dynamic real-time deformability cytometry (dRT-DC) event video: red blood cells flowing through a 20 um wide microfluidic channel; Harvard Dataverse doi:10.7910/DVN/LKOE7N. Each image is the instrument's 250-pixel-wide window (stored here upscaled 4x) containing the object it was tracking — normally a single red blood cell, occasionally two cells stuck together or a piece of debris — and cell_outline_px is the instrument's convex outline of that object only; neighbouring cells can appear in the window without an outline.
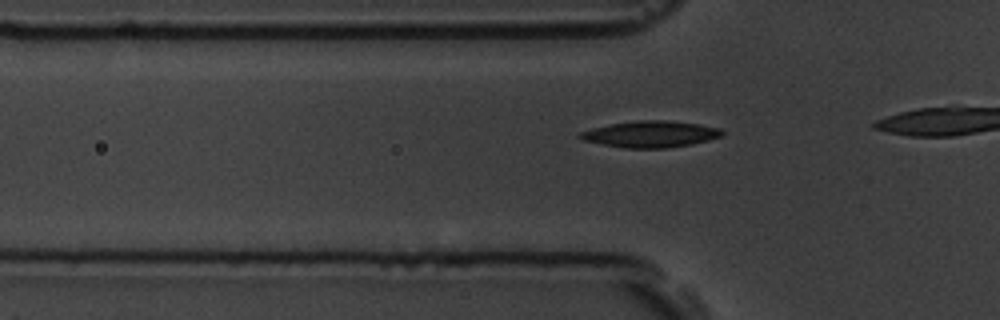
{"species": "common noctule bat (a hibernating species)", "species_latin": "Nyctalus noctula", "temperature_condition": "room temperature", "stored_images_in_passage": 16, "camera_frame_rate_fps": 3000, "um_per_image_px": 0.085, "animal": {"sex": "male", "body_mass_g": 19.5, "forearm_length_mm": 54.6}, "frame": {"image": 1, "passage_image": 10, "time_ms": 3.0, "image_size_px": [1000, 320], "cell_outline_px": [[724, 132], [720, 136], [708, 140], [692, 144], [668, 148], [624, 148], [584, 140], [576, 136], [580, 132], [592, 128], [612, 124], [636, 120], [664, 120], [696, 124], [720, 128]], "centroid_in_image_um": [55.28, 11.4], "position_along_channel_um": 70.5, "area_um2": 21.62}}
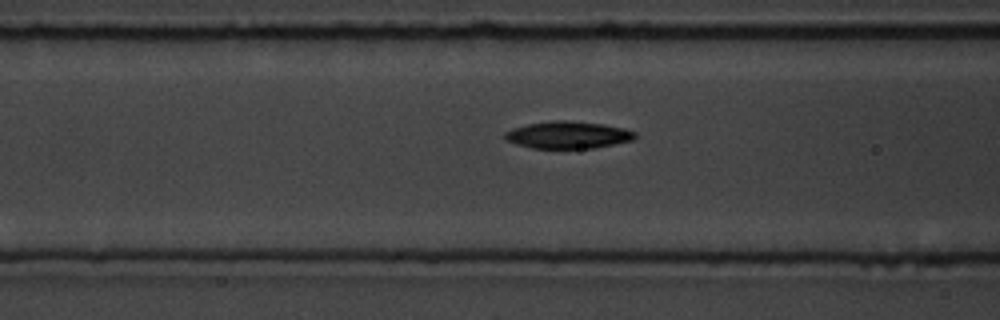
{"frame": {"image": 2, "passage_image": 14, "time_ms": 4.333, "image_size_px": [1000, 320], "cell_outline_px": [[636, 136], [632, 140], [596, 148], [532, 148], [516, 144], [508, 140], [504, 136], [504, 132], [512, 128], [528, 124], [552, 120], [564, 120], [604, 124], [624, 128], [636, 132]], "centroid_in_image_um": [48.28, 11.46], "position_along_channel_um": 118.3, "area_um2": 20.58}}